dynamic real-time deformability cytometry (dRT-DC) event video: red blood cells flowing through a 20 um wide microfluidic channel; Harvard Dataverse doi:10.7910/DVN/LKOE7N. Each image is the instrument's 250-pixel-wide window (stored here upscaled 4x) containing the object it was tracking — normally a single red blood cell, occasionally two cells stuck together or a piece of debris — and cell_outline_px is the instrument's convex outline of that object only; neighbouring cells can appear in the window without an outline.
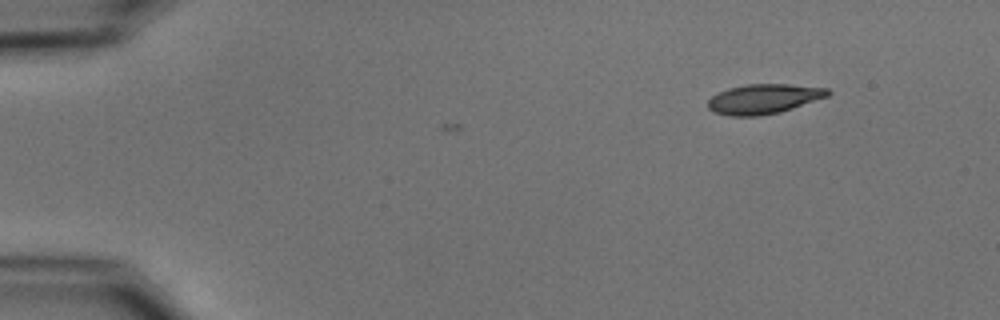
{"species": "common noctule bat (a hibernating species)", "species_latin": "Nyctalus noctula", "temperature_condition": "cold", "stored_images_in_passage": 42, "camera_frame_rate_fps": 3000, "um_per_image_px": 0.085, "animal": {"sex": "male", "body_mass_g": 15.6}, "frame": {"image": 1, "passage_image": 1, "time_ms": 0.0, "image_size_px": [1000, 320], "cell_outline_px": [[832, 92], [828, 96], [780, 112], [756, 116], [728, 116], [712, 112], [708, 108], [708, 100], [712, 96], [728, 88], [748, 84], [788, 84], [828, 88]], "centroid_in_image_um": [64.9, 8.41], "position_along_channel_um": 20.1, "area_um2": 20.75}}
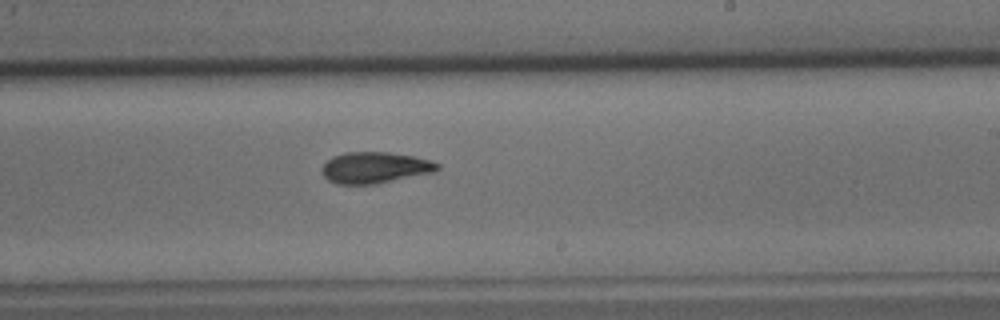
{"frame": {"image": 2, "passage_image": 28, "time_ms": 9.0, "image_size_px": [1000, 320], "cell_outline_px": [[440, 168], [436, 172], [376, 184], [336, 184], [328, 180], [320, 172], [320, 168], [332, 156], [344, 152], [388, 152], [416, 156], [432, 160], [440, 164]], "centroid_in_image_um": [31.89, 14.24], "position_along_channel_um": 257.1, "area_um2": 21.44}}
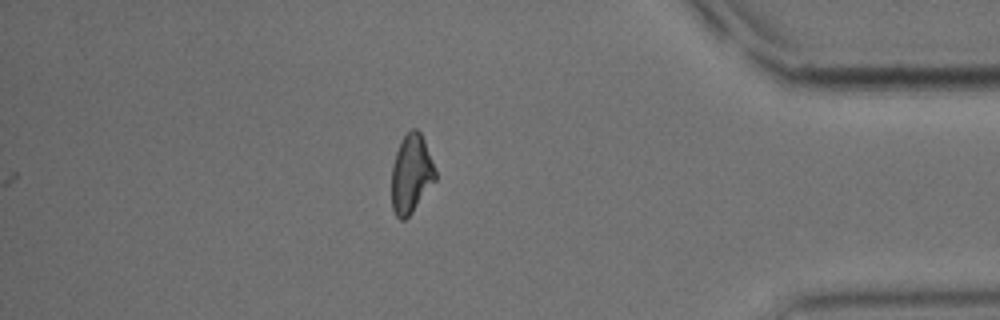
{"frame": {"image": 3, "passage_image": 42, "time_ms": 13.667, "image_size_px": [1000, 320], "cell_outline_px": [[436, 180], [412, 212], [404, 220], [400, 220], [396, 216], [392, 208], [392, 164], [400, 140], [412, 128], [416, 128], [420, 132], [424, 140], [436, 172]], "centroid_in_image_um": [34.94, 14.78], "position_along_channel_um": 400.3, "area_um2": 19.94}, "authors_computed_cell_mechanics": {"area_um2": 21.0103, "velocity_mm_per_s": 3.7156, "shape_relaxation_time_tau1_ms": 3.6426, "shape_relaxation_time_tau2_ms": 4.0551, "deformation_change_tau1": 0.1541, "deformation_change_tau2": 0.1146}}